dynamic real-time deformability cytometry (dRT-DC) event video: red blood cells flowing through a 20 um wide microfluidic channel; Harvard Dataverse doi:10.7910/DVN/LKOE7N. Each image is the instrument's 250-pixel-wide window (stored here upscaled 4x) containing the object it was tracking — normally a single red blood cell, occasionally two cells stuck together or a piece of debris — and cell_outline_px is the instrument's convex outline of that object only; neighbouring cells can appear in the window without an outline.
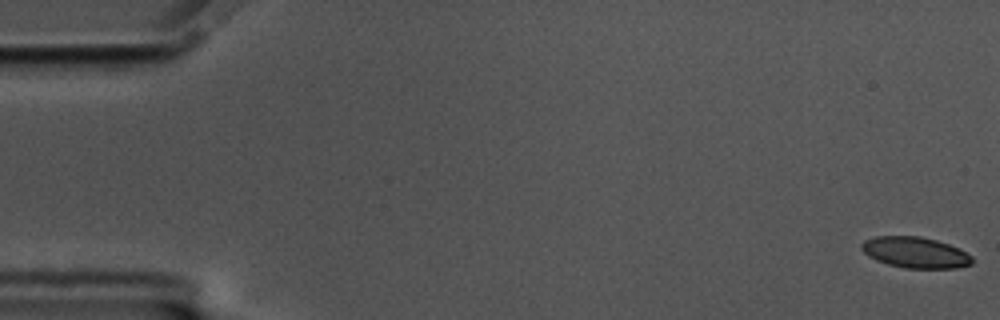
{"species": "common noctule bat (a hibernating species)", "species_latin": "Nyctalus noctula", "temperature_condition": "cold", "stored_images_in_passage": 58, "camera_frame_rate_fps": 3000, "um_per_image_px": 0.085, "animal": {"sex": "male", "body_mass_g": 17.5, "forearm_length_mm": 52.3}, "frame": {"image": 1, "passage_image": 1, "time_ms": 0.0, "image_size_px": [1000, 320], "cell_outline_px": [[972, 264], [956, 268], [904, 268], [888, 264], [876, 260], [868, 256], [860, 248], [860, 244], [864, 240], [876, 236], [920, 236], [936, 240], [960, 248], [972, 256]], "centroid_in_image_um": [77.79, 21.45], "position_along_channel_um": 7.2, "area_um2": 20.06}}
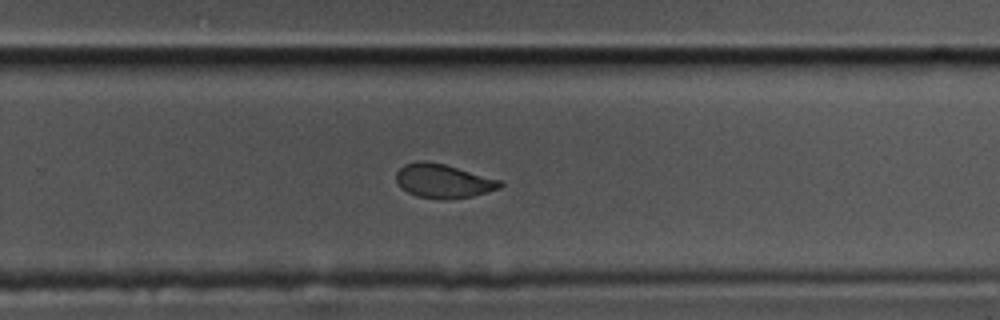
{"frame": {"image": 2, "passage_image": 38, "time_ms": 12.333, "image_size_px": [1000, 320], "cell_outline_px": [[504, 184], [500, 188], [472, 196], [416, 196], [400, 188], [396, 180], [396, 172], [404, 164], [424, 160], [444, 164], [500, 180]], "centroid_in_image_um": [37.64, 15.33], "position_along_channel_um": 292.2, "area_um2": 19.65}}
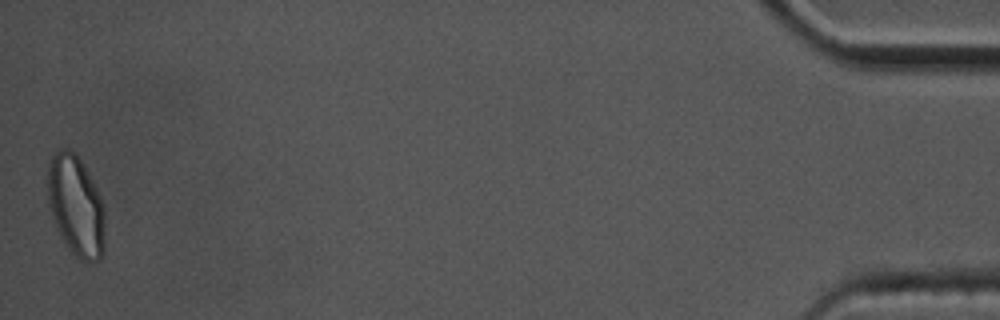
{"frame": {"image": 3, "passage_image": 58, "time_ms": 19.0, "image_size_px": [1000, 320], "cell_outline_px": [[104, 252], [100, 260], [96, 264], [84, 260], [76, 256], [72, 252], [64, 240], [52, 216], [48, 204], [48, 164], [52, 156], [60, 148], [68, 148], [76, 152], [96, 188], [104, 204]], "centroid_in_image_um": [6.47, 17.49], "position_along_channel_um": 428.7, "area_um2": 33.47}, "authors_computed_cell_mechanics": {"area_um2": 21.2415, "velocity_mm_per_s": 3.4651, "shape_relaxation_time_tau1_ms": 5.0134, "shape_relaxation_time_tau2_ms": 1.8534, "deformation_change_tau1": 0.126, "deformation_change_tau2": 0.0718}}